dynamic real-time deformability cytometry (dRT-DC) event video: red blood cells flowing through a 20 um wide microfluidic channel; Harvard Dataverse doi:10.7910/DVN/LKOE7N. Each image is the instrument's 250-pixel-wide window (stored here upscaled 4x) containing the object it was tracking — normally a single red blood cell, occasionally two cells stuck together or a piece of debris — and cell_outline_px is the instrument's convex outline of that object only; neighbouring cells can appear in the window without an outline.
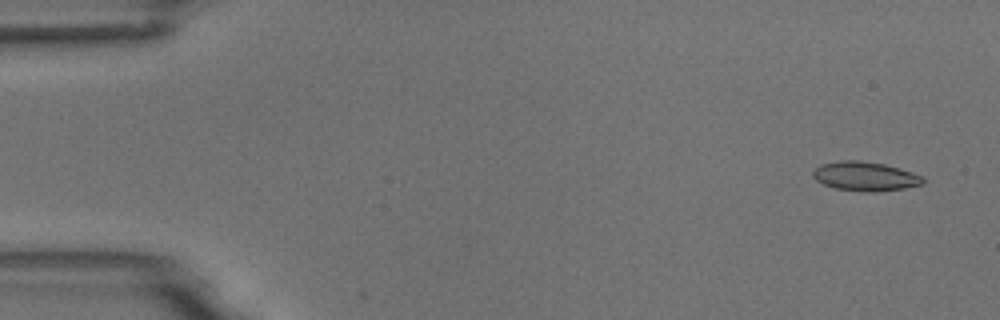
{"species": "common noctule bat (a hibernating species)", "species_latin": "Nyctalus noctula", "temperature_condition": "room temperature", "stored_images_in_passage": 4, "camera_frame_rate_fps": 3000, "um_per_image_px": 0.085, "animal": {"sex": "male", "body_mass_g": 18.8}, "frame": {"image": 1, "passage_image": 1, "time_ms": 0.0, "image_size_px": [1000, 320], "cell_outline_px": [[924, 184], [904, 188], [876, 192], [864, 192], [836, 188], [824, 184], [816, 180], [812, 176], [812, 172], [820, 164], [840, 160], [856, 160], [884, 164], [912, 172], [924, 176]], "centroid_in_image_um": [73.54, 14.99], "position_along_channel_um": 11.5, "area_um2": 18.73}}
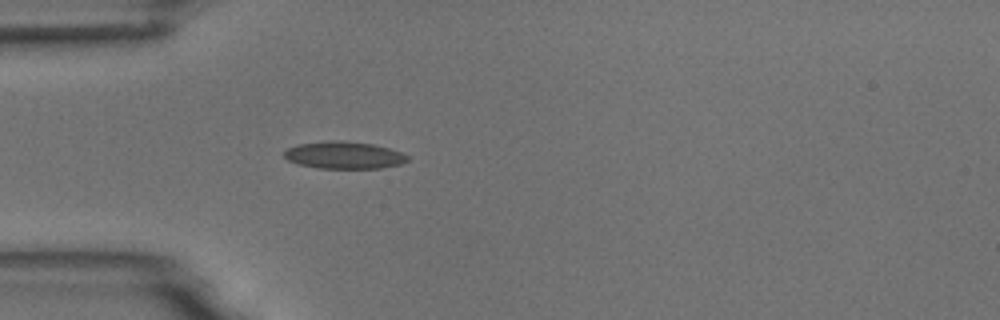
{"frame": {"image": 2, "passage_image": 4, "time_ms": 4.333, "image_size_px": [1000, 320], "cell_outline_px": [[408, 160], [400, 164], [380, 168], [320, 168], [300, 164], [288, 160], [284, 156], [284, 152], [288, 148], [296, 144], [332, 140], [340, 140], [372, 144], [388, 148], [400, 152], [408, 156]], "centroid_in_image_um": [29.23, 13.18], "position_along_channel_um": 55.8, "area_um2": 19.36}}